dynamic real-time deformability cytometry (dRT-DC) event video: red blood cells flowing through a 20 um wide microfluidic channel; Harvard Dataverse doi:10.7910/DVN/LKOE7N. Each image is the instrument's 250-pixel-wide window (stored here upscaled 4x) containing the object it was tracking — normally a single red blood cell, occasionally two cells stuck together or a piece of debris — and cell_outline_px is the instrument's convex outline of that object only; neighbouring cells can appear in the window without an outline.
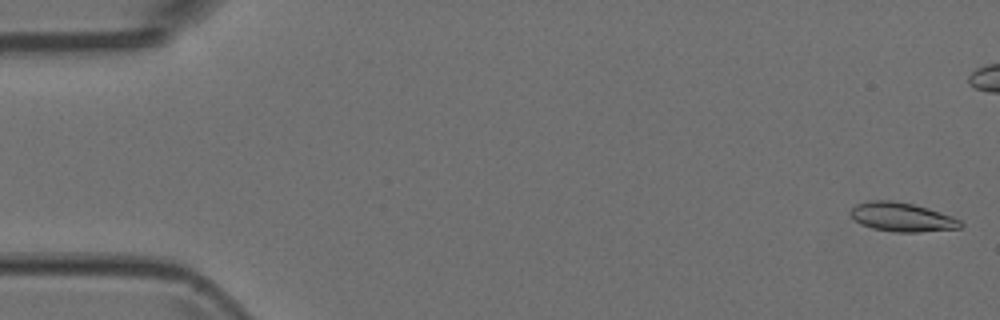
{"species": "Egyptian fruit bat (a non-hibernating species)", "species_latin": "Rousettus aegyptiacus", "temperature_condition": "room temperature", "stored_images_in_passage": 6, "camera_frame_rate_fps": 3000, "um_per_image_px": 0.085, "animal": {"sex": "female"}, "frame": {"image": 1, "passage_image": 1, "time_ms": 0.0, "image_size_px": [1000, 320], "cell_outline_px": [[964, 224], [960, 228], [920, 232], [896, 232], [872, 228], [860, 224], [848, 212], [856, 204], [868, 200], [892, 200], [912, 204], [928, 208], [952, 216], [960, 220]], "centroid_in_image_um": [76.66, 18.45], "position_along_channel_um": 8.3, "area_um2": 18.61}}
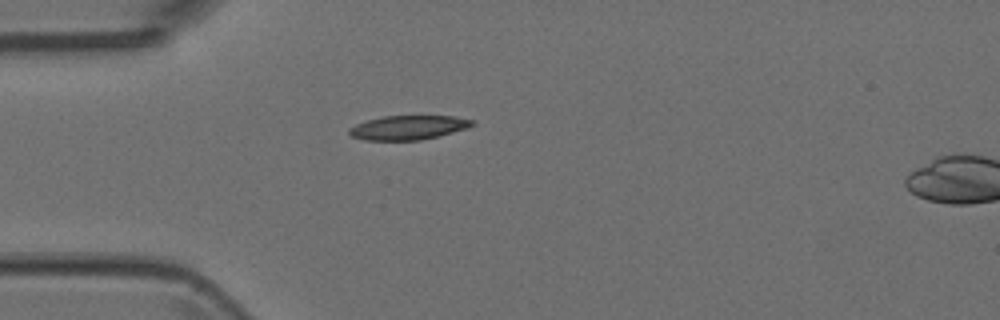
{"frame": {"image": 2, "passage_image": 6, "time_ms": 1.667, "image_size_px": [1000, 320], "cell_outline_px": [[476, 124], [468, 128], [440, 136], [420, 140], [364, 140], [352, 136], [348, 132], [348, 128], [356, 124], [368, 120], [384, 116], [452, 116], [476, 120]], "centroid_in_image_um": [34.75, 10.84], "position_along_channel_um": 50.2, "area_um2": 17.46}}